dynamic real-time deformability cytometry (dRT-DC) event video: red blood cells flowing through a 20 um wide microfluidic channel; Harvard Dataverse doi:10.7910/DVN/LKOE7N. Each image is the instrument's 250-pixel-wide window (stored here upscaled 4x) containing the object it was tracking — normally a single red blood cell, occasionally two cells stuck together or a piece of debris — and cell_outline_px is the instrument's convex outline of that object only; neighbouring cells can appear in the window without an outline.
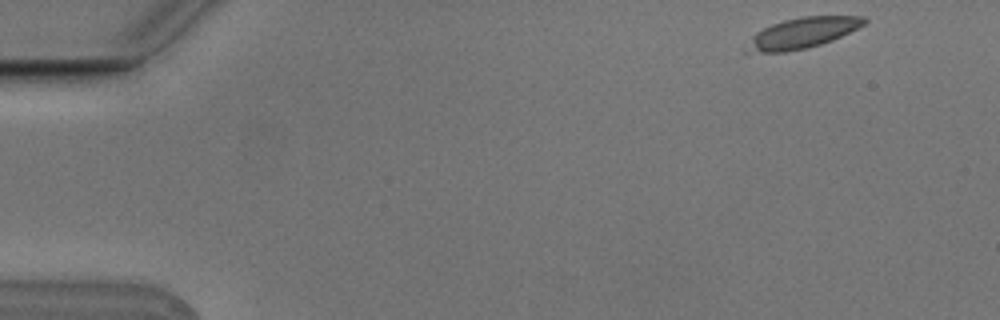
{"species": "Egyptian fruit bat (a non-hibernating species)", "species_latin": "Rousettus aegyptiacus", "temperature_condition": "cold", "stored_images_in_passage": 14, "camera_frame_rate_fps": 3000, "um_per_image_px": 0.085, "animal": {"sex": "male"}, "frame": {"image": 1, "passage_image": 1, "time_ms": 0.0, "image_size_px": [1000, 320], "cell_outline_px": [[868, 20], [864, 24], [832, 40], [808, 48], [784, 52], [744, 52], [752, 36], [756, 32], [772, 24], [784, 20], [804, 16], [864, 16]], "centroid_in_image_um": [68.18, 2.8], "position_along_channel_um": 16.8, "area_um2": 20.63}}
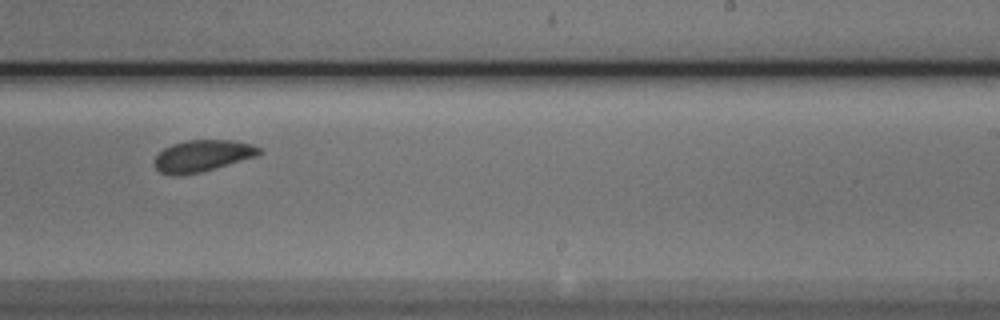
{"frame": {"image": 2, "passage_image": 9, "time_ms": 2.667, "image_size_px": [1000, 320], "cell_outline_px": [[264, 152], [256, 156], [200, 172], [172, 176], [160, 172], [156, 168], [156, 156], [164, 148], [172, 144], [188, 140], [232, 140], [252, 144], [260, 148]], "centroid_in_image_um": [17.22, 13.23], "position_along_channel_um": 271.8, "area_um2": 19.02}}
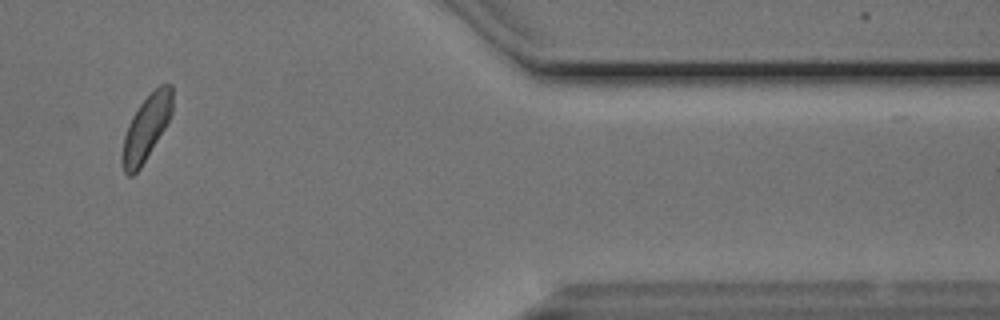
{"frame": {"image": 3, "passage_image": 12, "time_ms": 3.667, "image_size_px": [1000, 320], "cell_outline_px": [[172, 116], [140, 168], [132, 176], [128, 176], [124, 172], [120, 160], [120, 156], [124, 136], [128, 124], [132, 116], [140, 104], [160, 84], [172, 84]], "centroid_in_image_um": [12.41, 10.9], "position_along_channel_um": 399.0, "area_um2": 19.02}}